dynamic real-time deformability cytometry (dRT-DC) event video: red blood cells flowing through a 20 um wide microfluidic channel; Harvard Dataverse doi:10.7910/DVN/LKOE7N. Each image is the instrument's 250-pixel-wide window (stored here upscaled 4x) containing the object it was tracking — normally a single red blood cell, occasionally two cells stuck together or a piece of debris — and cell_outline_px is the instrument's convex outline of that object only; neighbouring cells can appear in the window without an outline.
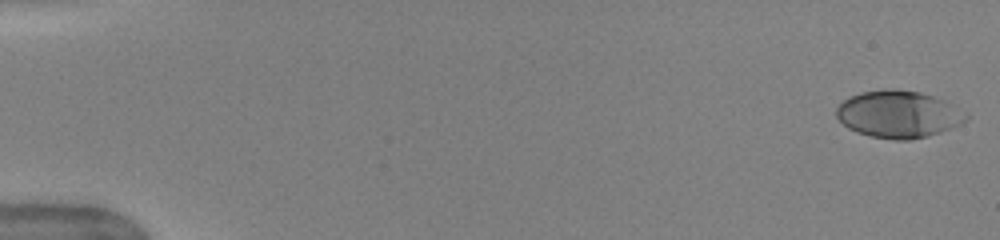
{"species": "human", "species_latin": "Homo sapiens", "temperature_condition": "warm", "stored_images_in_passage": 50, "camera_frame_rate_fps": 3000, "um_per_image_px": 0.085, "donor": {"sex": "female"}, "frame": {"image": 1, "passage_image": 1, "time_ms": 0.0, "image_size_px": [1000, 240], "cell_outline_px": [[968, 116], [964, 120], [940, 132], [928, 136], [908, 140], [896, 140], [872, 136], [856, 132], [848, 128], [836, 116], [836, 108], [844, 100], [860, 92], [884, 88], [892, 88], [920, 92], [944, 100]], "centroid_in_image_um": [76.3, 9.7], "position_along_channel_um": 8.7, "area_um2": 35.08}}
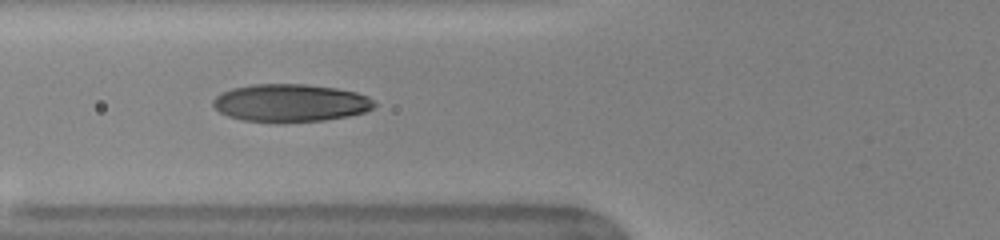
{"frame": {"image": 2, "passage_image": 20, "time_ms": 6.333, "image_size_px": [1000, 240], "cell_outline_px": [[376, 104], [372, 108], [364, 112], [348, 116], [324, 120], [244, 120], [228, 116], [220, 112], [212, 104], [212, 100], [220, 92], [232, 88], [252, 84], [304, 84], [336, 88], [356, 92], [368, 96]], "centroid_in_image_um": [24.68, 8.71], "position_along_channel_um": 101.1, "area_um2": 34.74}}
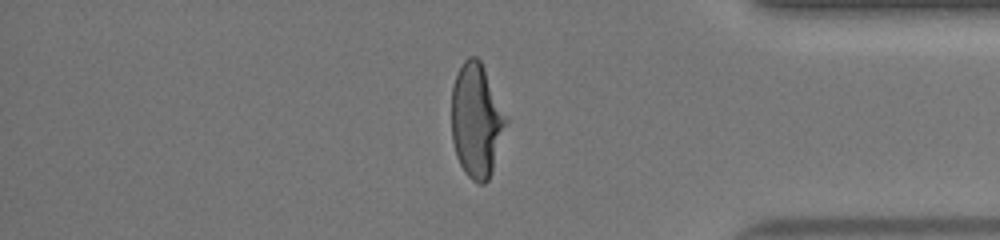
{"frame": {"image": 3, "passage_image": 43, "time_ms": 14.0, "image_size_px": [1000, 240], "cell_outline_px": [[508, 120], [488, 180], [484, 184], [480, 184], [472, 180], [464, 172], [456, 156], [452, 140], [452, 84], [464, 60], [468, 56], [476, 56], [480, 60], [508, 116]], "centroid_in_image_um": [40.5, 10.22], "position_along_channel_um": 394.7, "area_um2": 36.07}, "authors_computed_cell_mechanics": {"area_um2": 35.2291, "velocity_mm_per_s": 4.0466, "shape_relaxation_time_tau1_ms": 3.6366, "shape_relaxation_time_tau2_ms": 0.7058, "deformation_change_tau1": 0.185, "deformation_change_tau2": 0.0617}}